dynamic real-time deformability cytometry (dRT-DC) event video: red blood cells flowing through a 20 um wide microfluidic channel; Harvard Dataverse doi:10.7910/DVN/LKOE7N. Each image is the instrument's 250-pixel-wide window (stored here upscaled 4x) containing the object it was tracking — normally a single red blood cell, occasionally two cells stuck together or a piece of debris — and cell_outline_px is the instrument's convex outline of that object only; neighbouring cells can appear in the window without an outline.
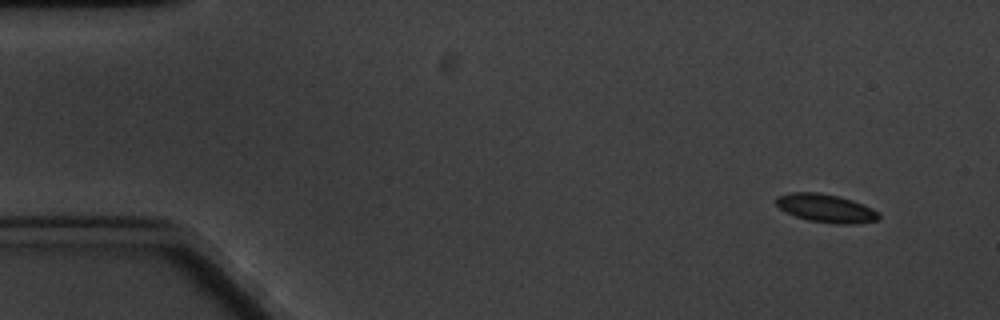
{"species": "common noctule bat (a hibernating species)", "species_latin": "Nyctalus noctula", "temperature_condition": "cold", "stored_images_in_passage": 5, "camera_frame_rate_fps": 3000, "um_per_image_px": 0.085, "animal": {"sex": "male", "body_mass_g": 20.1, "forearm_length_mm": 53.5}, "frame": {"image": 1, "passage_image": 1, "time_ms": 0.0, "image_size_px": [1000, 320], "cell_outline_px": [[880, 216], [876, 220], [852, 224], [836, 224], [808, 220], [784, 212], [776, 204], [776, 196], [792, 192], [816, 192], [836, 196], [852, 200], [872, 208], [880, 212]], "centroid_in_image_um": [70.18, 17.7], "position_along_channel_um": 14.8, "area_um2": 16.82}}